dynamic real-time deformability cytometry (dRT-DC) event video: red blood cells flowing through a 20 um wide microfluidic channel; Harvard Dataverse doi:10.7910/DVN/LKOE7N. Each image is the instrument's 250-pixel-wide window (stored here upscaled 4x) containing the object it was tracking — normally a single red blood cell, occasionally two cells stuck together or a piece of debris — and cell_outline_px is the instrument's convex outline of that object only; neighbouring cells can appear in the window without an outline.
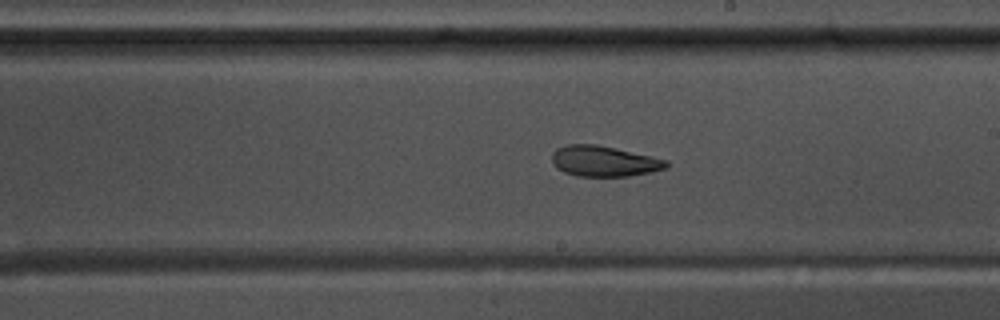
{"species": "common noctule bat (a hibernating species)", "species_latin": "Nyctalus noctula", "temperature_condition": "warm", "stored_images_in_passage": 55, "camera_frame_rate_fps": 3000, "um_per_image_px": 0.085, "animal": {"sex": "male", "body_mass_g": 17.5, "forearm_length_mm": 52.3}, "frame": {"image": 1, "passage_image": 32, "time_ms": 10.333, "image_size_px": [1000, 320], "cell_outline_px": [[668, 168], [628, 176], [576, 176], [564, 172], [556, 168], [552, 164], [552, 152], [556, 148], [568, 144], [596, 144], [668, 160]], "centroid_in_image_um": [51.29, 13.7], "position_along_channel_um": 237.7, "area_um2": 20.35}}
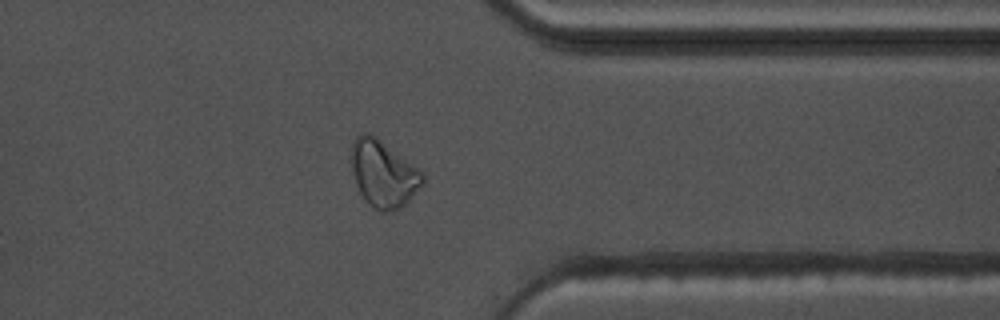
{"frame": {"image": 2, "passage_image": 44, "time_ms": 14.333, "image_size_px": [1000, 320], "cell_outline_px": [[424, 184], [400, 208], [392, 212], [380, 212], [364, 200], [356, 184], [352, 168], [352, 144], [356, 136], [360, 132], [368, 132], [376, 136], [420, 168], [424, 172]], "centroid_in_image_um": [32.61, 14.76], "position_along_channel_um": 378.8, "area_um2": 27.98}}
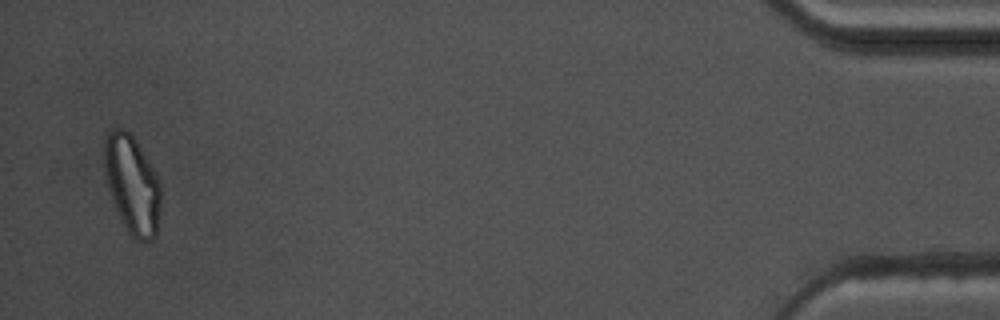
{"frame": {"image": 3, "passage_image": 54, "time_ms": 17.667, "image_size_px": [1000, 320], "cell_outline_px": [[160, 208], [156, 236], [152, 240], [136, 240], [128, 232], [116, 208], [104, 172], [104, 136], [112, 128], [124, 128], [132, 136], [152, 168], [160, 184]], "centroid_in_image_um": [11.22, 15.67], "position_along_channel_um": 424.0, "area_um2": 31.73}, "authors_computed_cell_mechanics": {"area_um2": 23.5246, "velocity_mm_per_s": 3.6835, "shape_relaxation_time_tau1_ms": null, "shape_relaxation_time_tau2_ms": 3.687, "deformation_change_tau1": null, "deformation_change_tau2": 0.1054}}